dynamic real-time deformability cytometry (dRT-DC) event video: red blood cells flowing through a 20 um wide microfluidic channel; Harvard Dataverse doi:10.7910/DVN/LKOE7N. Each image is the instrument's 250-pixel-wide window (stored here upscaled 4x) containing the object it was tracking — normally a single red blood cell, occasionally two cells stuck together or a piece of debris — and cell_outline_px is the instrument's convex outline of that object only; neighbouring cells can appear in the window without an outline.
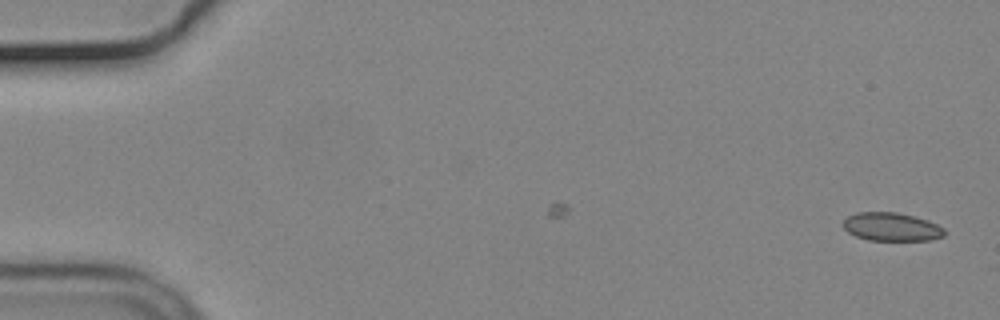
{"species": "common noctule bat (a hibernating species)", "species_latin": "Nyctalus noctula", "temperature_condition": "cold", "stored_images_in_passage": 6, "camera_frame_rate_fps": 3000, "um_per_image_px": 0.085, "animal": {"sex": "male", "body_mass_g": 19.2, "forearm_length_mm": 51.8}, "frame": {"image": 1, "passage_image": 1, "time_ms": 0.0, "image_size_px": [1000, 320], "cell_outline_px": [[944, 236], [928, 240], [868, 240], [856, 236], [848, 232], [844, 228], [844, 220], [848, 216], [856, 212], [896, 212], [928, 220], [944, 228]], "centroid_in_image_um": [75.77, 19.28], "position_along_channel_um": 9.2, "area_um2": 16.59}}